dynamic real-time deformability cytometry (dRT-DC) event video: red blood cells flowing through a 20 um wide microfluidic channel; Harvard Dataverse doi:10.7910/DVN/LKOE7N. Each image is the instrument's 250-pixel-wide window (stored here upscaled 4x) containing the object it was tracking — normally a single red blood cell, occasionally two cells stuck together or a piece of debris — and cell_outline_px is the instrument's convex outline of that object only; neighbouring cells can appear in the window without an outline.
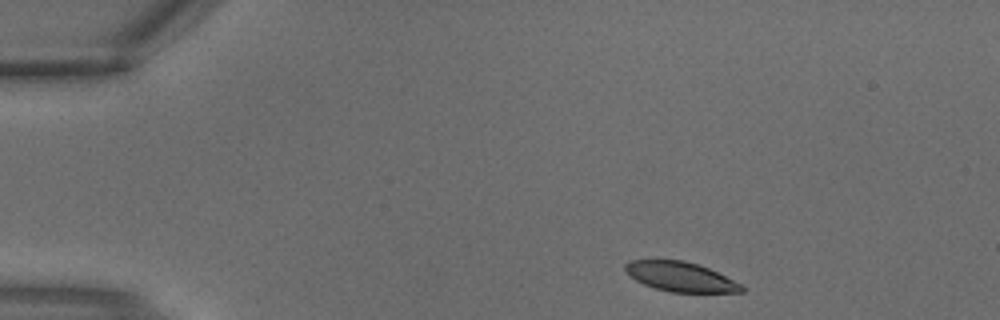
{"species": "common noctule bat (a hibernating species)", "species_latin": "Nyctalus noctula", "temperature_condition": "warm", "stored_images_in_passage": 1, "camera_frame_rate_fps": 3000, "um_per_image_px": 0.085, "animal": {"sex": "male", "body_mass_g": 18.8}, "frame": {"image": 1, "passage_image": 1, "time_ms": 0.0, "image_size_px": [1000, 320], "cell_outline_px": [[744, 292], [672, 292], [656, 288], [644, 284], [636, 280], [624, 272], [624, 264], [628, 260], [684, 260], [708, 268], [744, 284]], "centroid_in_image_um": [57.84, 23.52], "position_along_channel_um": 27.2, "area_um2": 20.11}}